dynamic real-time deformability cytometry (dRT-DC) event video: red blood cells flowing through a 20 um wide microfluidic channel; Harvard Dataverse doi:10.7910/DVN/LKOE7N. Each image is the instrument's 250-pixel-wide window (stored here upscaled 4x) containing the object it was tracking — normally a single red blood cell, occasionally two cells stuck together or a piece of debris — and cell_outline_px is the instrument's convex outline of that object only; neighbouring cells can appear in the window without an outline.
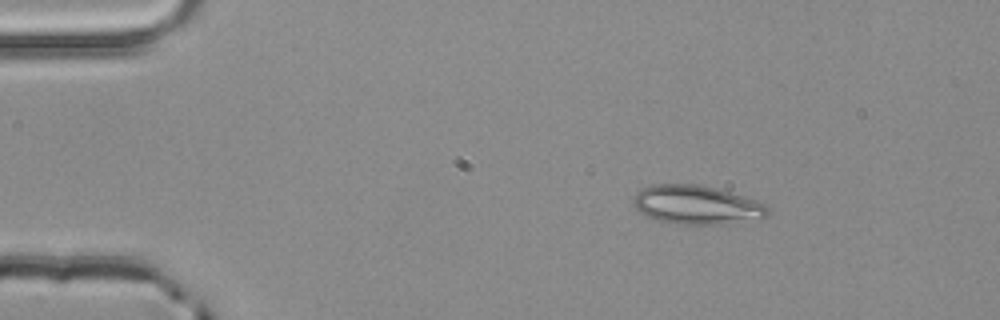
{"species": "common noctule bat (a hibernating species)", "species_latin": "Nyctalus noctula", "temperature_condition": "room temperature", "stored_images_in_passage": 3, "camera_frame_rate_fps": 3000, "um_per_image_px": 0.085, "animal": {"sex": "male", "body_mass_g": 20.4}, "frame": {"image": 1, "passage_image": 1, "time_ms": 0.0, "image_size_px": [1000, 320], "cell_outline_px": [[768, 216], [724, 224], [676, 224], [644, 216], [632, 204], [632, 200], [636, 192], [640, 188], [656, 184], [696, 184], [720, 188], [768, 204]], "centroid_in_image_um": [59.19, 17.39], "position_along_channel_um": 25.8, "area_um2": 30.63}}